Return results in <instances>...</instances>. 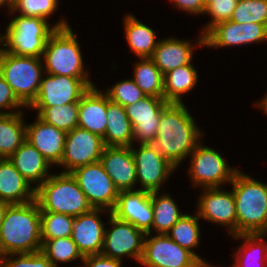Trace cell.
<instances>
[{"label":"cell","instance_id":"obj_10","mask_svg":"<svg viewBox=\"0 0 267 267\" xmlns=\"http://www.w3.org/2000/svg\"><path fill=\"white\" fill-rule=\"evenodd\" d=\"M111 228H105L104 243L101 254L121 260L123 256L132 257L139 261L142 258L146 233L133 224L122 221L109 212Z\"/></svg>","mask_w":267,"mask_h":267},{"label":"cell","instance_id":"obj_37","mask_svg":"<svg viewBox=\"0 0 267 267\" xmlns=\"http://www.w3.org/2000/svg\"><path fill=\"white\" fill-rule=\"evenodd\" d=\"M230 21L258 23L267 27V0H238Z\"/></svg>","mask_w":267,"mask_h":267},{"label":"cell","instance_id":"obj_15","mask_svg":"<svg viewBox=\"0 0 267 267\" xmlns=\"http://www.w3.org/2000/svg\"><path fill=\"white\" fill-rule=\"evenodd\" d=\"M146 233L140 263L147 267H187L197 258L167 234ZM149 238V239H148Z\"/></svg>","mask_w":267,"mask_h":267},{"label":"cell","instance_id":"obj_44","mask_svg":"<svg viewBox=\"0 0 267 267\" xmlns=\"http://www.w3.org/2000/svg\"><path fill=\"white\" fill-rule=\"evenodd\" d=\"M182 11L194 14H204L205 7L203 0H169Z\"/></svg>","mask_w":267,"mask_h":267},{"label":"cell","instance_id":"obj_33","mask_svg":"<svg viewBox=\"0 0 267 267\" xmlns=\"http://www.w3.org/2000/svg\"><path fill=\"white\" fill-rule=\"evenodd\" d=\"M37 111L44 122L68 133L78 125L79 102L53 107H28Z\"/></svg>","mask_w":267,"mask_h":267},{"label":"cell","instance_id":"obj_34","mask_svg":"<svg viewBox=\"0 0 267 267\" xmlns=\"http://www.w3.org/2000/svg\"><path fill=\"white\" fill-rule=\"evenodd\" d=\"M198 220H200L198 214L194 216L184 214L173 225L167 235L182 248L191 252L196 258H201L192 251L193 248H196L199 245L201 239Z\"/></svg>","mask_w":267,"mask_h":267},{"label":"cell","instance_id":"obj_6","mask_svg":"<svg viewBox=\"0 0 267 267\" xmlns=\"http://www.w3.org/2000/svg\"><path fill=\"white\" fill-rule=\"evenodd\" d=\"M42 58L16 56L0 47V75L27 108L36 99L44 71Z\"/></svg>","mask_w":267,"mask_h":267},{"label":"cell","instance_id":"obj_19","mask_svg":"<svg viewBox=\"0 0 267 267\" xmlns=\"http://www.w3.org/2000/svg\"><path fill=\"white\" fill-rule=\"evenodd\" d=\"M108 211L101 208H92L74 218L71 239L77 245L79 252L83 257L95 254H101L105 227L99 217L101 212Z\"/></svg>","mask_w":267,"mask_h":267},{"label":"cell","instance_id":"obj_26","mask_svg":"<svg viewBox=\"0 0 267 267\" xmlns=\"http://www.w3.org/2000/svg\"><path fill=\"white\" fill-rule=\"evenodd\" d=\"M105 146H133V128L126 114L125 107L108 98L107 126L104 135Z\"/></svg>","mask_w":267,"mask_h":267},{"label":"cell","instance_id":"obj_29","mask_svg":"<svg viewBox=\"0 0 267 267\" xmlns=\"http://www.w3.org/2000/svg\"><path fill=\"white\" fill-rule=\"evenodd\" d=\"M23 113L0 114V158H9L25 141Z\"/></svg>","mask_w":267,"mask_h":267},{"label":"cell","instance_id":"obj_41","mask_svg":"<svg viewBox=\"0 0 267 267\" xmlns=\"http://www.w3.org/2000/svg\"><path fill=\"white\" fill-rule=\"evenodd\" d=\"M16 255L18 257H16ZM13 257H16L15 259ZM0 267H54L42 251L0 257Z\"/></svg>","mask_w":267,"mask_h":267},{"label":"cell","instance_id":"obj_16","mask_svg":"<svg viewBox=\"0 0 267 267\" xmlns=\"http://www.w3.org/2000/svg\"><path fill=\"white\" fill-rule=\"evenodd\" d=\"M197 203L199 218L227 226L229 234L237 235V218L233 191L221 187L203 188Z\"/></svg>","mask_w":267,"mask_h":267},{"label":"cell","instance_id":"obj_20","mask_svg":"<svg viewBox=\"0 0 267 267\" xmlns=\"http://www.w3.org/2000/svg\"><path fill=\"white\" fill-rule=\"evenodd\" d=\"M100 162L119 192L135 190L137 175L131 147L106 146Z\"/></svg>","mask_w":267,"mask_h":267},{"label":"cell","instance_id":"obj_24","mask_svg":"<svg viewBox=\"0 0 267 267\" xmlns=\"http://www.w3.org/2000/svg\"><path fill=\"white\" fill-rule=\"evenodd\" d=\"M9 160L29 183L36 184V189L51 175V164L27 141L9 157Z\"/></svg>","mask_w":267,"mask_h":267},{"label":"cell","instance_id":"obj_1","mask_svg":"<svg viewBox=\"0 0 267 267\" xmlns=\"http://www.w3.org/2000/svg\"><path fill=\"white\" fill-rule=\"evenodd\" d=\"M188 111L184 103H169L162 111L157 137L151 143L177 168L204 135Z\"/></svg>","mask_w":267,"mask_h":267},{"label":"cell","instance_id":"obj_25","mask_svg":"<svg viewBox=\"0 0 267 267\" xmlns=\"http://www.w3.org/2000/svg\"><path fill=\"white\" fill-rule=\"evenodd\" d=\"M189 41L177 38H165L159 40L151 59L157 68L165 75L166 73L187 64L193 58V47Z\"/></svg>","mask_w":267,"mask_h":267},{"label":"cell","instance_id":"obj_4","mask_svg":"<svg viewBox=\"0 0 267 267\" xmlns=\"http://www.w3.org/2000/svg\"><path fill=\"white\" fill-rule=\"evenodd\" d=\"M59 20L50 27L47 19L17 15L7 25L4 35H0V44L13 55L42 58L50 35L57 28L70 26L65 18Z\"/></svg>","mask_w":267,"mask_h":267},{"label":"cell","instance_id":"obj_14","mask_svg":"<svg viewBox=\"0 0 267 267\" xmlns=\"http://www.w3.org/2000/svg\"><path fill=\"white\" fill-rule=\"evenodd\" d=\"M169 104L164 98L146 96L138 102L125 106L133 128L134 141L152 143L157 137L163 109Z\"/></svg>","mask_w":267,"mask_h":267},{"label":"cell","instance_id":"obj_27","mask_svg":"<svg viewBox=\"0 0 267 267\" xmlns=\"http://www.w3.org/2000/svg\"><path fill=\"white\" fill-rule=\"evenodd\" d=\"M265 233L237 234L235 240L243 239L238 246L233 267H267V240ZM255 253V254H254ZM256 262V263H255Z\"/></svg>","mask_w":267,"mask_h":267},{"label":"cell","instance_id":"obj_12","mask_svg":"<svg viewBox=\"0 0 267 267\" xmlns=\"http://www.w3.org/2000/svg\"><path fill=\"white\" fill-rule=\"evenodd\" d=\"M102 137L80 127H75L66 134L64 152L60 166L63 173H71L87 164L100 161L105 148Z\"/></svg>","mask_w":267,"mask_h":267},{"label":"cell","instance_id":"obj_2","mask_svg":"<svg viewBox=\"0 0 267 267\" xmlns=\"http://www.w3.org/2000/svg\"><path fill=\"white\" fill-rule=\"evenodd\" d=\"M40 206L35 200L9 205L0 227V257L41 251Z\"/></svg>","mask_w":267,"mask_h":267},{"label":"cell","instance_id":"obj_31","mask_svg":"<svg viewBox=\"0 0 267 267\" xmlns=\"http://www.w3.org/2000/svg\"><path fill=\"white\" fill-rule=\"evenodd\" d=\"M151 192L153 208L152 228L157 234H167L173 225L184 215L181 213L177 203L169 194Z\"/></svg>","mask_w":267,"mask_h":267},{"label":"cell","instance_id":"obj_42","mask_svg":"<svg viewBox=\"0 0 267 267\" xmlns=\"http://www.w3.org/2000/svg\"><path fill=\"white\" fill-rule=\"evenodd\" d=\"M22 107L26 108L14 95L11 87L6 83L3 77L0 75V114H12L20 112ZM12 109L13 111L4 112L2 109ZM20 110L16 111L14 110Z\"/></svg>","mask_w":267,"mask_h":267},{"label":"cell","instance_id":"obj_17","mask_svg":"<svg viewBox=\"0 0 267 267\" xmlns=\"http://www.w3.org/2000/svg\"><path fill=\"white\" fill-rule=\"evenodd\" d=\"M266 40L265 25L252 22L240 24L229 20L216 24L204 35V47L221 48Z\"/></svg>","mask_w":267,"mask_h":267},{"label":"cell","instance_id":"obj_7","mask_svg":"<svg viewBox=\"0 0 267 267\" xmlns=\"http://www.w3.org/2000/svg\"><path fill=\"white\" fill-rule=\"evenodd\" d=\"M71 27L57 28L46 42L42 54L44 73L74 78H89L84 70L80 45Z\"/></svg>","mask_w":267,"mask_h":267},{"label":"cell","instance_id":"obj_23","mask_svg":"<svg viewBox=\"0 0 267 267\" xmlns=\"http://www.w3.org/2000/svg\"><path fill=\"white\" fill-rule=\"evenodd\" d=\"M36 199V188L14 167L9 158H0V200L25 204Z\"/></svg>","mask_w":267,"mask_h":267},{"label":"cell","instance_id":"obj_30","mask_svg":"<svg viewBox=\"0 0 267 267\" xmlns=\"http://www.w3.org/2000/svg\"><path fill=\"white\" fill-rule=\"evenodd\" d=\"M198 73L187 64L164 75V99L169 103H183L182 95L189 93L197 84Z\"/></svg>","mask_w":267,"mask_h":267},{"label":"cell","instance_id":"obj_18","mask_svg":"<svg viewBox=\"0 0 267 267\" xmlns=\"http://www.w3.org/2000/svg\"><path fill=\"white\" fill-rule=\"evenodd\" d=\"M112 214L151 235L153 223L151 192L140 189L120 191Z\"/></svg>","mask_w":267,"mask_h":267},{"label":"cell","instance_id":"obj_47","mask_svg":"<svg viewBox=\"0 0 267 267\" xmlns=\"http://www.w3.org/2000/svg\"><path fill=\"white\" fill-rule=\"evenodd\" d=\"M15 3L16 0H0V7L6 5L8 6V10L12 12L15 7Z\"/></svg>","mask_w":267,"mask_h":267},{"label":"cell","instance_id":"obj_49","mask_svg":"<svg viewBox=\"0 0 267 267\" xmlns=\"http://www.w3.org/2000/svg\"><path fill=\"white\" fill-rule=\"evenodd\" d=\"M214 0H203L205 9L212 3Z\"/></svg>","mask_w":267,"mask_h":267},{"label":"cell","instance_id":"obj_3","mask_svg":"<svg viewBox=\"0 0 267 267\" xmlns=\"http://www.w3.org/2000/svg\"><path fill=\"white\" fill-rule=\"evenodd\" d=\"M230 184L235 200L237 234H267V184L239 170Z\"/></svg>","mask_w":267,"mask_h":267},{"label":"cell","instance_id":"obj_32","mask_svg":"<svg viewBox=\"0 0 267 267\" xmlns=\"http://www.w3.org/2000/svg\"><path fill=\"white\" fill-rule=\"evenodd\" d=\"M135 63L134 82L146 96L164 98V74L151 58H140Z\"/></svg>","mask_w":267,"mask_h":267},{"label":"cell","instance_id":"obj_36","mask_svg":"<svg viewBox=\"0 0 267 267\" xmlns=\"http://www.w3.org/2000/svg\"><path fill=\"white\" fill-rule=\"evenodd\" d=\"M74 218L62 213L40 211L42 243L48 239L71 237Z\"/></svg>","mask_w":267,"mask_h":267},{"label":"cell","instance_id":"obj_21","mask_svg":"<svg viewBox=\"0 0 267 267\" xmlns=\"http://www.w3.org/2000/svg\"><path fill=\"white\" fill-rule=\"evenodd\" d=\"M66 132L41 120L38 116L26 125V141L52 165H59L64 152Z\"/></svg>","mask_w":267,"mask_h":267},{"label":"cell","instance_id":"obj_13","mask_svg":"<svg viewBox=\"0 0 267 267\" xmlns=\"http://www.w3.org/2000/svg\"><path fill=\"white\" fill-rule=\"evenodd\" d=\"M131 146L135 160L137 183L141 184L140 190L158 192L162 183L166 182L175 167L168 159L163 157L151 144H140L138 149Z\"/></svg>","mask_w":267,"mask_h":267},{"label":"cell","instance_id":"obj_5","mask_svg":"<svg viewBox=\"0 0 267 267\" xmlns=\"http://www.w3.org/2000/svg\"><path fill=\"white\" fill-rule=\"evenodd\" d=\"M36 201L40 211L62 213L72 217L92 209L71 173H52L36 189Z\"/></svg>","mask_w":267,"mask_h":267},{"label":"cell","instance_id":"obj_43","mask_svg":"<svg viewBox=\"0 0 267 267\" xmlns=\"http://www.w3.org/2000/svg\"><path fill=\"white\" fill-rule=\"evenodd\" d=\"M83 267H121L122 261L109 258L103 254L85 256L82 260ZM82 267V266H81Z\"/></svg>","mask_w":267,"mask_h":267},{"label":"cell","instance_id":"obj_48","mask_svg":"<svg viewBox=\"0 0 267 267\" xmlns=\"http://www.w3.org/2000/svg\"><path fill=\"white\" fill-rule=\"evenodd\" d=\"M257 103V107L259 106V108H262V110L266 113L267 115V94L265 95L264 99L261 100L260 102H256Z\"/></svg>","mask_w":267,"mask_h":267},{"label":"cell","instance_id":"obj_35","mask_svg":"<svg viewBox=\"0 0 267 267\" xmlns=\"http://www.w3.org/2000/svg\"><path fill=\"white\" fill-rule=\"evenodd\" d=\"M41 251L54 267H59L58 262L67 263L77 259L83 260L84 258L71 237L45 240L42 243Z\"/></svg>","mask_w":267,"mask_h":267},{"label":"cell","instance_id":"obj_45","mask_svg":"<svg viewBox=\"0 0 267 267\" xmlns=\"http://www.w3.org/2000/svg\"><path fill=\"white\" fill-rule=\"evenodd\" d=\"M187 267H213L202 258H197Z\"/></svg>","mask_w":267,"mask_h":267},{"label":"cell","instance_id":"obj_40","mask_svg":"<svg viewBox=\"0 0 267 267\" xmlns=\"http://www.w3.org/2000/svg\"><path fill=\"white\" fill-rule=\"evenodd\" d=\"M58 0H16L12 14L16 11L22 16L50 18L58 6Z\"/></svg>","mask_w":267,"mask_h":267},{"label":"cell","instance_id":"obj_28","mask_svg":"<svg viewBox=\"0 0 267 267\" xmlns=\"http://www.w3.org/2000/svg\"><path fill=\"white\" fill-rule=\"evenodd\" d=\"M126 40L131 51L139 58H151L159 40L156 39V32L139 21L133 14L124 18Z\"/></svg>","mask_w":267,"mask_h":267},{"label":"cell","instance_id":"obj_22","mask_svg":"<svg viewBox=\"0 0 267 267\" xmlns=\"http://www.w3.org/2000/svg\"><path fill=\"white\" fill-rule=\"evenodd\" d=\"M108 96L95 85L79 101L78 125L82 129L104 138L107 126Z\"/></svg>","mask_w":267,"mask_h":267},{"label":"cell","instance_id":"obj_39","mask_svg":"<svg viewBox=\"0 0 267 267\" xmlns=\"http://www.w3.org/2000/svg\"><path fill=\"white\" fill-rule=\"evenodd\" d=\"M238 0H214L206 9L204 14L210 15L212 20L204 26L202 35H199V41L196 45L204 47V35L216 24L224 21H229L234 9L236 8Z\"/></svg>","mask_w":267,"mask_h":267},{"label":"cell","instance_id":"obj_8","mask_svg":"<svg viewBox=\"0 0 267 267\" xmlns=\"http://www.w3.org/2000/svg\"><path fill=\"white\" fill-rule=\"evenodd\" d=\"M201 143L190 154L191 164L188 175L193 186L214 188L231 183L239 169L230 167L219 152Z\"/></svg>","mask_w":267,"mask_h":267},{"label":"cell","instance_id":"obj_38","mask_svg":"<svg viewBox=\"0 0 267 267\" xmlns=\"http://www.w3.org/2000/svg\"><path fill=\"white\" fill-rule=\"evenodd\" d=\"M110 101L125 107L134 104L146 97L145 93L138 88L133 79L121 80L105 91Z\"/></svg>","mask_w":267,"mask_h":267},{"label":"cell","instance_id":"obj_46","mask_svg":"<svg viewBox=\"0 0 267 267\" xmlns=\"http://www.w3.org/2000/svg\"><path fill=\"white\" fill-rule=\"evenodd\" d=\"M9 205H10L9 203L0 200V227H1V223L4 219L5 212H6Z\"/></svg>","mask_w":267,"mask_h":267},{"label":"cell","instance_id":"obj_9","mask_svg":"<svg viewBox=\"0 0 267 267\" xmlns=\"http://www.w3.org/2000/svg\"><path fill=\"white\" fill-rule=\"evenodd\" d=\"M71 174L92 208H101L111 212L114 210L119 190L100 161L79 167Z\"/></svg>","mask_w":267,"mask_h":267},{"label":"cell","instance_id":"obj_11","mask_svg":"<svg viewBox=\"0 0 267 267\" xmlns=\"http://www.w3.org/2000/svg\"><path fill=\"white\" fill-rule=\"evenodd\" d=\"M41 79L35 101L29 107H53L79 102L82 95L94 84L89 78L49 75Z\"/></svg>","mask_w":267,"mask_h":267}]
</instances>
